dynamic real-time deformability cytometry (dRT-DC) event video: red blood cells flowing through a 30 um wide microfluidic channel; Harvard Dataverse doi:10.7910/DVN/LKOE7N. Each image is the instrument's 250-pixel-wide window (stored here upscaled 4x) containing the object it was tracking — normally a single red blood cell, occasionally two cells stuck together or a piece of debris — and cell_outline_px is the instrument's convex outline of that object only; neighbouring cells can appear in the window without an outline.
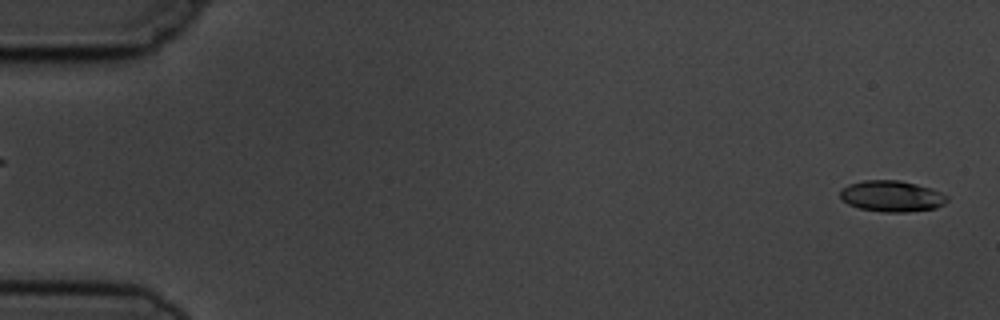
{"species": "common noctule bat (a hibernating species)", "species_latin": "Nyctalus noctula", "temperature_condition": "cold", "stored_images_in_passage": 5, "segment_of_instrument_passage": [2, 2], "camera_frame_rate_fps": 3000, "um_per_image_px": 0.085, "animal": {"sex": "male", "body_mass_g": 19.5, "forearm_length_mm": 54.6}, "frame": {"image": 1, "passage_image": 5, "time_ms": 5.333, "image_size_px": [1000, 320], "cell_outline_px": [[948, 200], [944, 204], [936, 208], [904, 212], [884, 212], [860, 208], [848, 204], [840, 196], [840, 192], [848, 184], [864, 180], [900, 180], [932, 188], [948, 196]], "centroid_in_image_um": [75.82, 16.67], "position_along_channel_um": 9.2, "area_um2": 19.31}}